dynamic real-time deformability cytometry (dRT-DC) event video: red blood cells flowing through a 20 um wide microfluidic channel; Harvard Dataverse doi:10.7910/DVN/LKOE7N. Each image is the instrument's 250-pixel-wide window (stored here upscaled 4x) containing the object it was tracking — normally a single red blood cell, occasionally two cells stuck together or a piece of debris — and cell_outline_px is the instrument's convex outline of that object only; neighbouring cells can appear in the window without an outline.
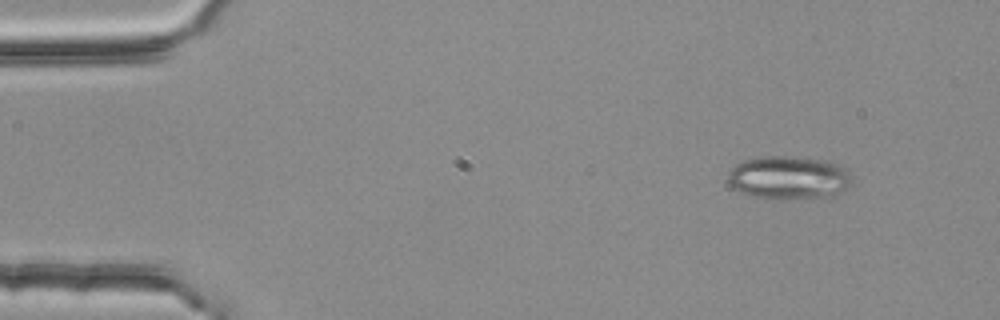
{"species": "common noctule bat (a hibernating species)", "species_latin": "Nyctalus noctula", "temperature_condition": "room temperature", "stored_images_in_passage": 3, "camera_frame_rate_fps": 3000, "um_per_image_px": 0.085, "animal": {"sex": "female", "body_mass_g": 25.1}, "frame": {"image": 1, "passage_image": 1, "time_ms": 0.0, "image_size_px": [1000, 320], "cell_outline_px": [[852, 184], [844, 192], [836, 196], [784, 200], [764, 200], [740, 192], [732, 188], [728, 184], [728, 172], [736, 164], [744, 160], [764, 156], [784, 156], [824, 160], [840, 164], [852, 176]], "centroid_in_image_um": [67.05, 15.14], "position_along_channel_um": 17.9, "area_um2": 32.14}}